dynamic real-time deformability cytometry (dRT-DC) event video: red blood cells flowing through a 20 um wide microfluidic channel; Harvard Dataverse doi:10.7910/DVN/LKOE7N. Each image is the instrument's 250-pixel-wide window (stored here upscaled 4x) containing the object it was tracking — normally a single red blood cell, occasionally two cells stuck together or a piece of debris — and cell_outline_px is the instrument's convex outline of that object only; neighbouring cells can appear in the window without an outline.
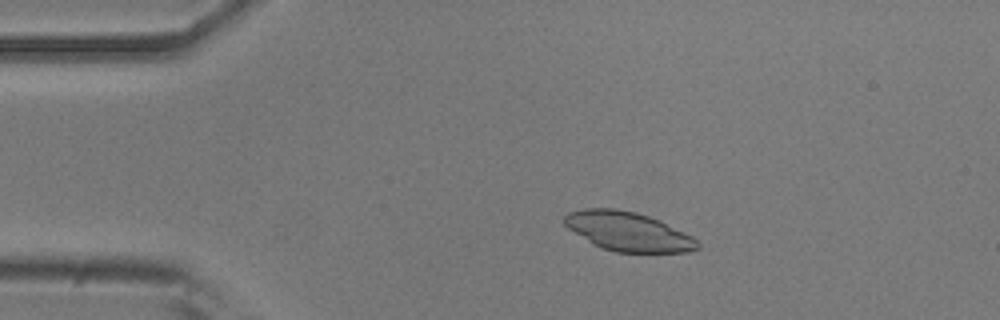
{"species": "common noctule bat (a hibernating species)", "species_latin": "Nyctalus noctula", "temperature_condition": "room temperature", "stored_images_in_passage": 53, "camera_frame_rate_fps": 3000, "um_per_image_px": 0.085, "animal": {"sex": "male", "body_mass_g": 20.5, "forearm_length_mm": 52.5}, "frame": {"image": 1, "passage_image": 10, "time_ms": 3.0, "image_size_px": [1000, 320], "cell_outline_px": [[700, 248], [688, 252], [616, 252], [592, 244], [568, 228], [564, 224], [564, 216], [568, 212], [584, 208], [616, 208], [636, 212], [648, 216], [692, 236], [700, 244]], "centroid_in_image_um": [53.36, 19.67], "position_along_channel_um": 31.6, "area_um2": 30.06}}